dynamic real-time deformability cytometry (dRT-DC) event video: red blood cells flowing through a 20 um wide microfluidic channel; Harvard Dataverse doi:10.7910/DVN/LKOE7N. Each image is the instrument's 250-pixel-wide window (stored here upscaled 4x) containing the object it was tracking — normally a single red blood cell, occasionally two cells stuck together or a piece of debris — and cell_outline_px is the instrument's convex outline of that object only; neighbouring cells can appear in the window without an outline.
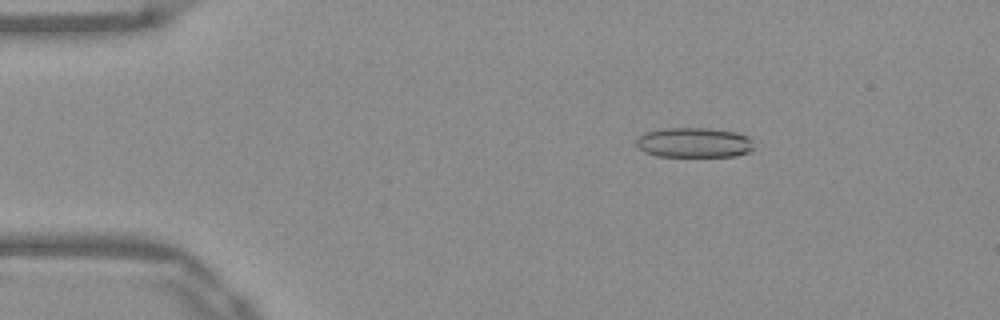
{"species": "Egyptian fruit bat (a non-hibernating species)", "species_latin": "Rousettus aegyptiacus", "temperature_condition": "warm", "stored_images_in_passage": 51, "camera_frame_rate_fps": 3000, "um_per_image_px": 0.085, "frame": {"image": 1, "passage_image": 8, "time_ms": 2.333, "image_size_px": [1000, 320], "cell_outline_px": [[752, 148], [748, 152], [736, 156], [656, 156], [644, 152], [636, 144], [636, 140], [644, 132], [664, 128], [708, 128], [736, 132], [748, 136], [752, 140]], "centroid_in_image_um": [58.98, 12.11], "position_along_channel_um": 26.0, "area_um2": 20.52}}
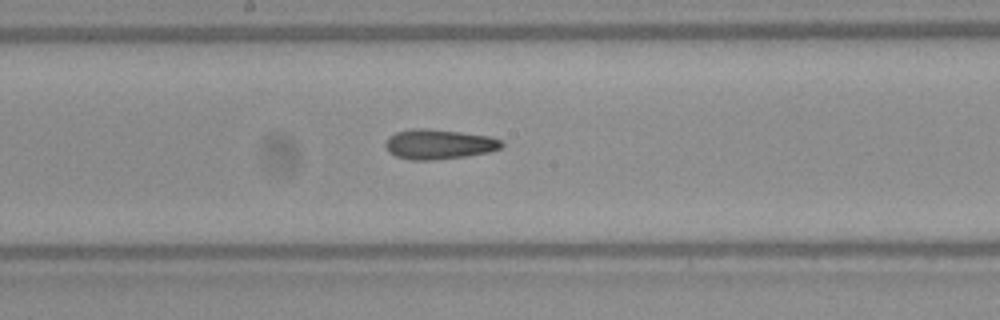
{"frame": {"image": 2, "passage_image": 27, "time_ms": 8.667, "image_size_px": [1000, 320], "cell_outline_px": [[504, 144], [500, 148], [488, 152], [464, 156], [432, 160], [412, 160], [396, 156], [388, 152], [384, 144], [388, 136], [396, 132], [412, 128], [428, 128], [460, 132], [488, 136], [500, 140]], "centroid_in_image_um": [37.24, 12.25], "position_along_channel_um": 211.0, "area_um2": 20.17}}
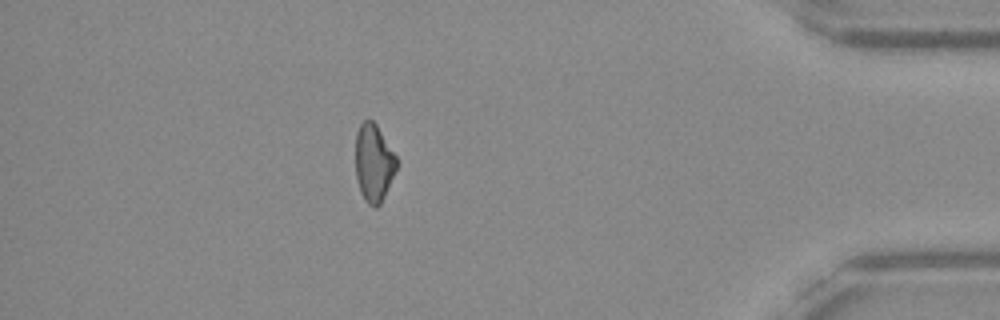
{"frame": {"image": 3, "passage_image": 45, "time_ms": 14.667, "image_size_px": [1000, 320], "cell_outline_px": [[396, 168], [384, 196], [380, 204], [376, 208], [372, 208], [364, 200], [360, 192], [356, 176], [356, 132], [360, 124], [364, 120], [372, 120], [376, 124], [396, 156]], "centroid_in_image_um": [31.74, 13.86], "position_along_channel_um": 403.5, "area_um2": 18.38}, "authors_computed_cell_mechanics": {"area_um2": 19.8832, "velocity_mm_per_s": 3.9525, "shape_relaxation_time_tau1_ms": null, "shape_relaxation_time_tau2_ms": 2.6623, "deformation_change_tau1": null, "deformation_change_tau2": 0.1176}}